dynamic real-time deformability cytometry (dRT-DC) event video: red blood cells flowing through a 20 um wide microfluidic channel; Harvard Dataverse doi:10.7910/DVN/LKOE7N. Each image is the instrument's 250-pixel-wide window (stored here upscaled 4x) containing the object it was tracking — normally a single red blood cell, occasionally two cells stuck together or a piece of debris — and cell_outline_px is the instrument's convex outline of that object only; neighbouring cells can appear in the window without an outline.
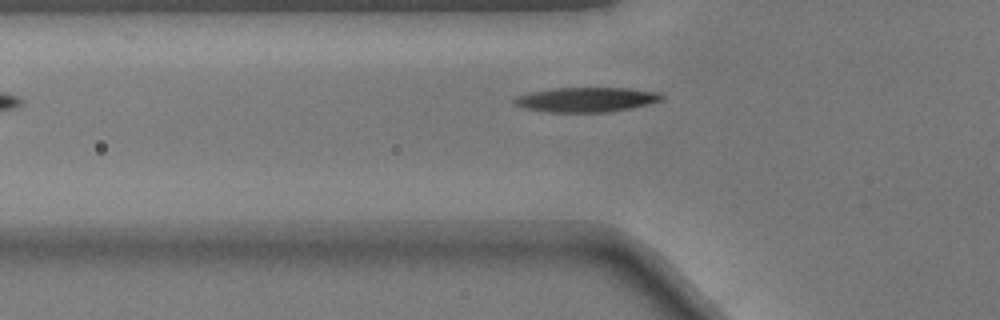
{"species": "common noctule bat (a hibernating species)", "species_latin": "Nyctalus noctula", "temperature_condition": "warm", "stored_images_in_passage": 6, "camera_frame_rate_fps": 3000, "um_per_image_px": 0.085, "animal": {"sex": "male", "body_mass_g": 17.9}, "frame": {"image": 1, "passage_image": 4, "time_ms": 1.0, "image_size_px": [1000, 320], "cell_outline_px": [[664, 100], [632, 108], [608, 112], [552, 112], [524, 108], [512, 104], [512, 100], [520, 96], [532, 92], [556, 88], [628, 88], [656, 92], [664, 96]], "centroid_in_image_um": [49.87, 8.47], "position_along_channel_um": 75.9, "area_um2": 21.04}}